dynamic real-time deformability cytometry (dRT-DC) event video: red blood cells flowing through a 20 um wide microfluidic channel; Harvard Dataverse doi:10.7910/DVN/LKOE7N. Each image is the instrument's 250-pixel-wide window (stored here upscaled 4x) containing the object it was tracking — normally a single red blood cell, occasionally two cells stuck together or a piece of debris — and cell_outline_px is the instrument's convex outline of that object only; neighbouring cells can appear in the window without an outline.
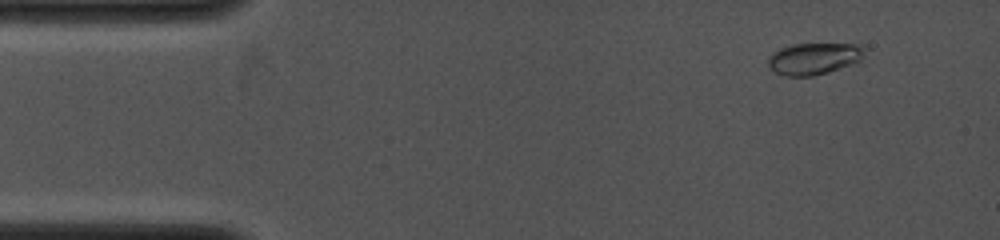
{"species": "common noctule bat (a hibernating species)", "species_latin": "Nyctalus noctula", "temperature_condition": "cold", "stored_images_in_passage": 57, "camera_frame_rate_fps": 4000, "um_per_image_px": 0.085, "animal": {"sex": "female", "body_mass_g": 19.0, "forearm_length_mm": 53.3}, "frame": {"image": 1, "passage_image": 4, "time_ms": 1.25, "image_size_px": [1000, 240], "cell_outline_px": [[868, 48], [860, 60], [852, 64], [828, 72], [812, 76], [784, 76], [776, 72], [768, 64], [768, 56], [772, 52], [780, 48], [792, 44], [864, 44]], "centroid_in_image_um": [69.22, 4.96], "position_along_channel_um": 15.8, "area_um2": 17.98}}
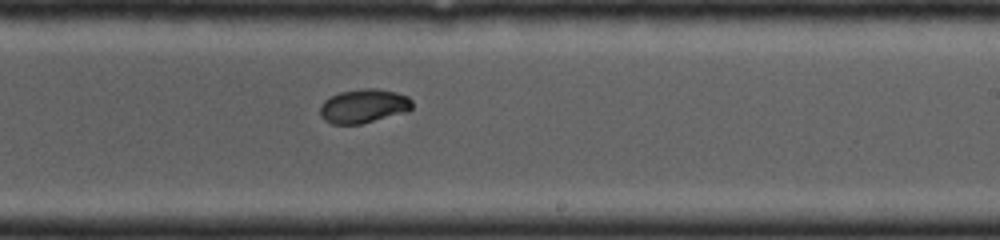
{"frame": {"image": 2, "passage_image": 29, "time_ms": 8.75, "image_size_px": [1000, 240], "cell_outline_px": [[412, 108], [408, 112], [360, 124], [332, 124], [324, 120], [320, 116], [320, 104], [324, 100], [340, 92], [364, 88], [376, 88], [396, 92], [408, 96], [412, 100]], "centroid_in_image_um": [30.92, 9.01], "position_along_channel_um": 258.1, "area_um2": 18.38}}
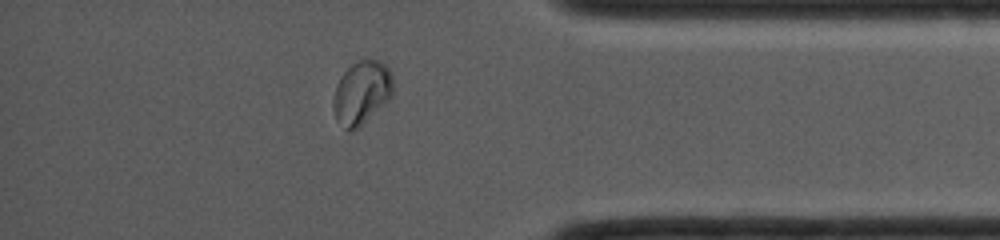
{"frame": {"image": 3, "passage_image": 50, "time_ms": 12.25, "image_size_px": [1000, 240], "cell_outline_px": [[392, 92], [388, 100], [356, 132], [348, 132], [336, 120], [332, 108], [332, 100], [336, 84], [340, 76], [352, 64], [360, 60], [376, 60], [384, 64], [388, 68], [392, 76]], "centroid_in_image_um": [30.69, 7.93], "position_along_channel_um": 404.5, "area_um2": 22.31}}